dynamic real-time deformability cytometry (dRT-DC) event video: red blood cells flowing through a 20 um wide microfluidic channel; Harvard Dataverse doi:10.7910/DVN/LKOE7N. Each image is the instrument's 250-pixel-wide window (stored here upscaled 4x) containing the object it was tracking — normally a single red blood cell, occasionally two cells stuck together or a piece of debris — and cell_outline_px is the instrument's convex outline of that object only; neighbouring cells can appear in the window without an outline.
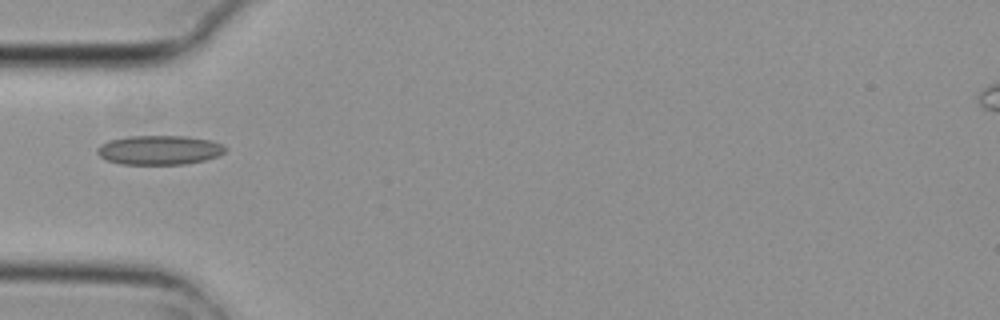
{"species": "common noctule bat (a hibernating species)", "species_latin": "Nyctalus noctula", "temperature_condition": "cold", "stored_images_in_passage": 1, "camera_frame_rate_fps": 3000, "um_per_image_px": 0.085, "animal": {"sex": "female", "body_mass_g": 29.2, "forearm_length_mm": 56.3}, "frame": {"image": 1, "passage_image": 1, "time_ms": 0.0, "image_size_px": [1000, 320], "cell_outline_px": [[228, 148], [224, 152], [216, 156], [204, 160], [184, 164], [120, 164], [108, 160], [100, 156], [96, 152], [96, 148], [100, 144], [108, 140], [128, 136], [184, 136], [212, 140], [224, 144]], "centroid_in_image_um": [13.54, 12.74], "position_along_channel_um": 71.5, "area_um2": 21.96}}